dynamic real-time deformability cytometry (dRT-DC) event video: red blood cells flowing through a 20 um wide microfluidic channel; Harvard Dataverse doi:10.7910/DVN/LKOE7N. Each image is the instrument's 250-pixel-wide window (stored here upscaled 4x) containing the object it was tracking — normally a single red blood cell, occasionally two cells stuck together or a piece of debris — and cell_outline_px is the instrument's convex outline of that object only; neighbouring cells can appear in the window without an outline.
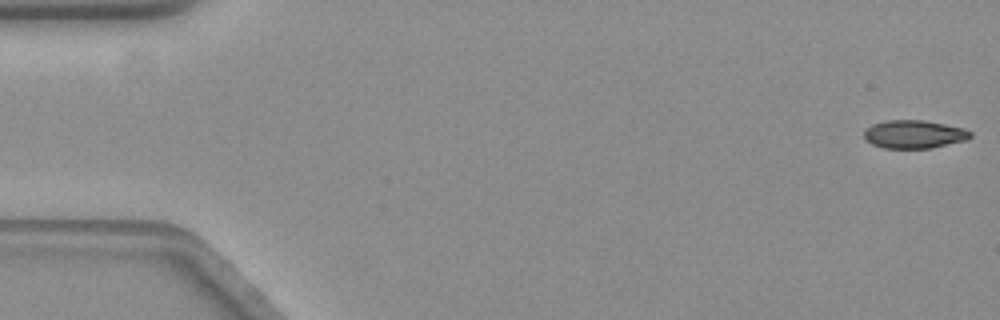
{"species": "common noctule bat (a hibernating species)", "species_latin": "Nyctalus noctula", "temperature_condition": "warm", "stored_images_in_passage": 58, "camera_frame_rate_fps": 3000, "um_per_image_px": 0.085, "animal": {"sex": "female", "body_mass_g": 19.3, "forearm_length_mm": 54.1}, "frame": {"image": 1, "passage_image": 1, "time_ms": 0.0, "image_size_px": [1000, 320], "cell_outline_px": [[972, 136], [964, 140], [932, 148], [884, 148], [872, 144], [864, 136], [864, 132], [872, 124], [888, 120], [920, 120], [944, 124], [964, 128], [972, 132]], "centroid_in_image_um": [77.71, 11.41], "position_along_channel_um": 7.3, "area_um2": 17.22}}
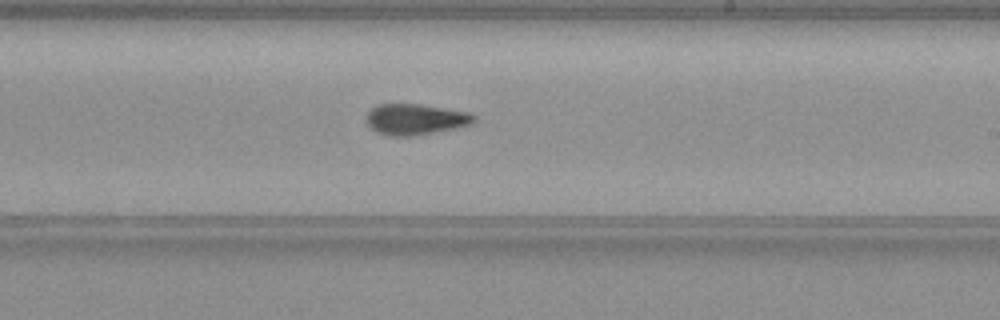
{"frame": {"image": 2, "passage_image": 34, "time_ms": 11.0, "image_size_px": [1000, 320], "cell_outline_px": [[476, 120], [472, 124], [456, 128], [416, 136], [388, 136], [376, 132], [368, 124], [368, 112], [376, 104], [420, 104], [472, 112], [476, 116]], "centroid_in_image_um": [35.37, 10.14], "position_along_channel_um": 253.6, "area_um2": 19.59}}
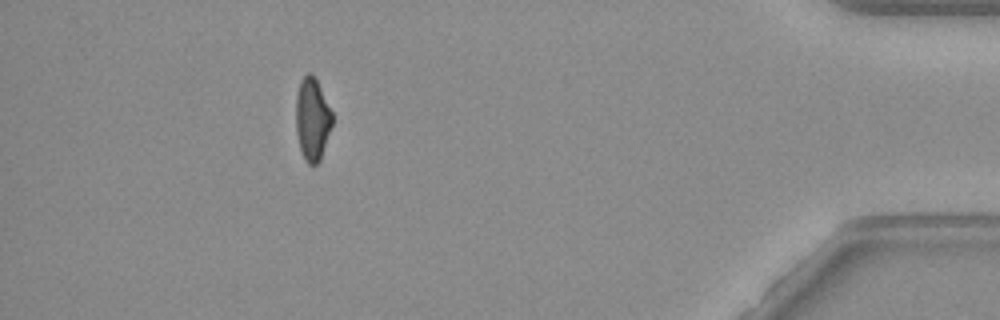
{"frame": {"image": 3, "passage_image": 52, "time_ms": 17.0, "image_size_px": [1000, 320], "cell_outline_px": [[332, 124], [320, 160], [316, 164], [308, 164], [304, 160], [300, 148], [296, 132], [296, 96], [300, 80], [308, 72], [312, 72], [332, 112]], "centroid_in_image_um": [26.53, 10.13], "position_along_channel_um": 408.7, "area_um2": 17.34}, "authors_computed_cell_mechanics": {"area_um2": 18.4382, "velocity_mm_per_s": 3.5627, "shape_relaxation_time_tau1_ms": 4.7169, "shape_relaxation_time_tau2_ms": 4.3183, "deformation_change_tau1": 0.1678, "deformation_change_tau2": 0.1173}}